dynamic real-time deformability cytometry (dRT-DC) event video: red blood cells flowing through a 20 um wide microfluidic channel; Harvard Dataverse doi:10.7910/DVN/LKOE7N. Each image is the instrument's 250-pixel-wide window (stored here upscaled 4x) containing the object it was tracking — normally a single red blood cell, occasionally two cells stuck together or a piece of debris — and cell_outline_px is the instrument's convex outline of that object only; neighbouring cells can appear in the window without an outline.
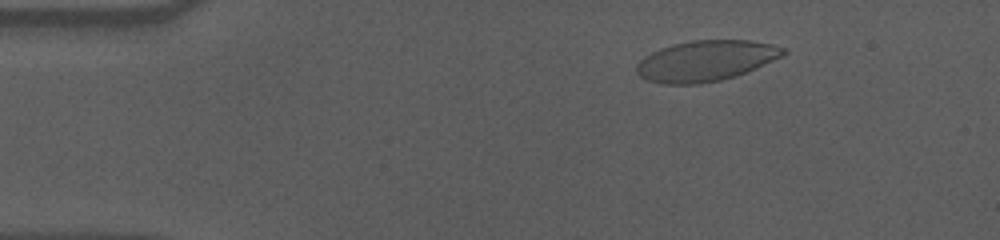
{"species": "human", "species_latin": "Homo sapiens", "temperature_condition": "cold", "stored_images_in_passage": 51, "camera_frame_rate_fps": 3000, "um_per_image_px": 0.085, "donor": {"sex": "male"}, "frame": {"image": 1, "passage_image": 2, "time_ms": 0.333, "image_size_px": [1000, 240], "cell_outline_px": [[788, 52], [784, 56], [756, 68], [736, 76], [720, 80], [700, 84], [664, 84], [648, 80], [640, 76], [636, 72], [636, 64], [644, 56], [660, 48], [672, 44], [692, 40], [748, 40], [772, 44], [788, 48]], "centroid_in_image_um": [60.02, 5.16], "position_along_channel_um": 25.0, "area_um2": 35.03}}
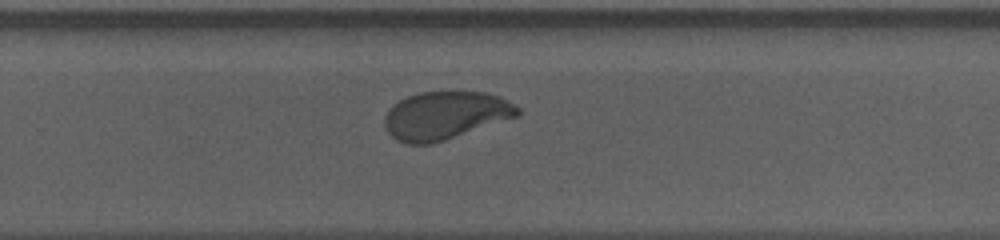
{"frame": {"image": 2, "passage_image": 31, "time_ms": 10.0, "image_size_px": [1000, 240], "cell_outline_px": [[520, 116], [432, 144], [404, 144], [396, 140], [384, 128], [384, 116], [400, 100], [408, 96], [420, 92], [484, 92], [500, 96], [520, 108]], "centroid_in_image_um": [37.87, 9.83], "position_along_channel_um": 291.9, "area_um2": 37.17}}
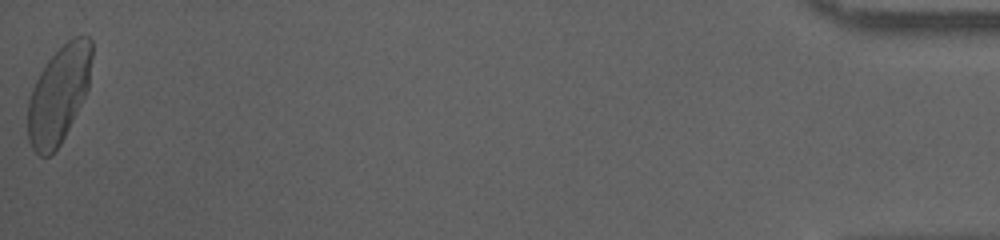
{"frame": {"image": 3, "passage_image": 51, "time_ms": 16.667, "image_size_px": [1000, 240], "cell_outline_px": [[92, 56], [88, 88], [60, 144], [48, 156], [40, 156], [32, 148], [28, 140], [28, 100], [32, 88], [40, 72], [48, 60], [72, 36], [88, 36], [92, 40]], "centroid_in_image_um": [4.99, 8.01], "position_along_channel_um": 430.2, "area_um2": 35.78}, "authors_computed_cell_mechanics": {"area_um2": 37.3966, "velocity_mm_per_s": 3.5278, "shape_relaxation_time_tau1_ms": 3.1375, "shape_relaxation_time_tau2_ms": null, "deformation_change_tau1": 0.1576, "deformation_change_tau2": null}}